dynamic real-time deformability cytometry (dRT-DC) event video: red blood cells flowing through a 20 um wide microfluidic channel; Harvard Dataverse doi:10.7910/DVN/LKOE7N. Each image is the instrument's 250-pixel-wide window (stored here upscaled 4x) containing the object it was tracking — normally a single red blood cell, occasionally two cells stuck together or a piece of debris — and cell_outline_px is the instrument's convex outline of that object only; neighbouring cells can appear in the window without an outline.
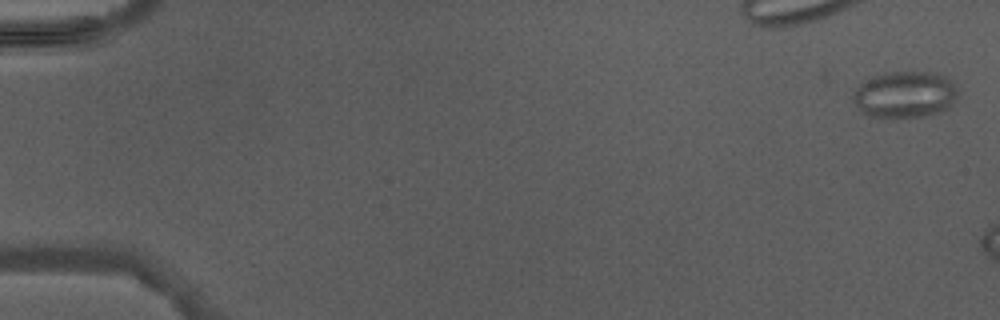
{"species": "Egyptian fruit bat (a non-hibernating species)", "species_latin": "Rousettus aegyptiacus", "temperature_condition": "warm", "stored_images_in_passage": 5, "camera_frame_rate_fps": 3000, "um_per_image_px": 0.085, "animal": {"sex": "male"}, "frame": {"image": 1, "passage_image": 1, "time_ms": 0.0, "image_size_px": [1000, 320], "cell_outline_px": [[956, 100], [948, 108], [940, 112], [928, 116], [892, 120], [880, 120], [860, 112], [852, 100], [852, 92], [860, 84], [884, 72], [936, 72], [944, 76], [956, 88]], "centroid_in_image_um": [76.86, 8.1], "position_along_channel_um": 8.1, "area_um2": 29.19}}
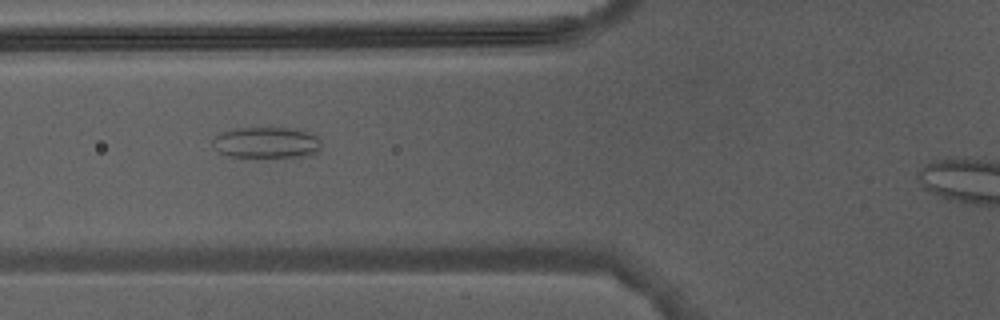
{"frame": {"image": 2, "passage_image": 5, "time_ms": 6.0, "image_size_px": [1000, 320], "cell_outline_px": [[320, 152], [312, 156], [228, 156], [212, 148], [212, 140], [220, 132], [232, 128], [300, 128], [316, 136], [320, 140]], "centroid_in_image_um": [22.66, 12.1], "position_along_channel_um": 103.1, "area_um2": 19.88}}